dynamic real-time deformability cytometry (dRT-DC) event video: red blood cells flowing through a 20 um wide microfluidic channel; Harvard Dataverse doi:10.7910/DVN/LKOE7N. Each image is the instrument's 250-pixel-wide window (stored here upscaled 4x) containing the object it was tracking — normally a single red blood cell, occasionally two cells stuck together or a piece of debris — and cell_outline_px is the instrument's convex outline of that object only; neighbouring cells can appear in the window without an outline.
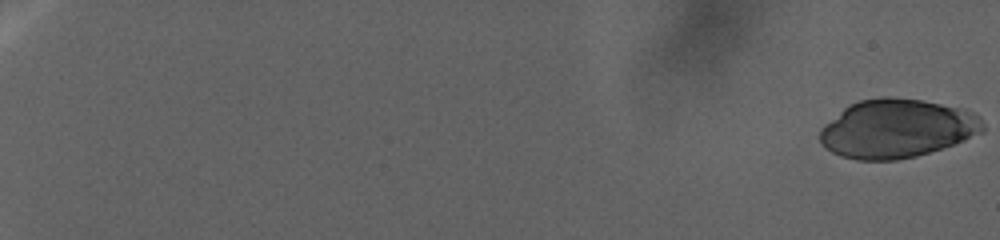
{"species": "human", "species_latin": "Homo sapiens", "temperature_condition": "warm", "stored_images_in_passage": 34, "camera_frame_rate_fps": 3000, "um_per_image_px": 0.085, "donor": {"sex": "female"}, "frame": {"image": 1, "passage_image": 1, "time_ms": 0.0, "image_size_px": [1000, 240], "cell_outline_px": [[984, 132], [964, 140], [916, 156], [896, 160], [856, 160], [840, 156], [824, 148], [820, 144], [820, 128], [824, 124], [844, 108], [860, 100], [884, 96], [888, 96], [920, 100], [940, 104], [972, 112], [980, 116], [984, 124]], "centroid_in_image_um": [76.2, 10.94], "position_along_channel_um": 8.8, "area_um2": 55.49}}
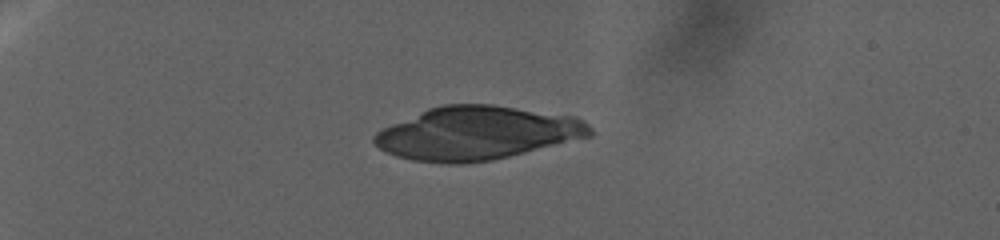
{"frame": {"image": 2, "passage_image": 23, "time_ms": 17.333, "image_size_px": [1000, 240], "cell_outline_px": [[592, 136], [492, 160], [460, 164], [448, 164], [412, 160], [396, 156], [380, 148], [372, 140], [372, 136], [376, 132], [392, 124], [428, 108], [444, 104], [492, 104], [576, 116], [584, 120], [592, 128]], "centroid_in_image_um": [40.56, 11.31], "position_along_channel_um": 44.4, "area_um2": 66.99}}